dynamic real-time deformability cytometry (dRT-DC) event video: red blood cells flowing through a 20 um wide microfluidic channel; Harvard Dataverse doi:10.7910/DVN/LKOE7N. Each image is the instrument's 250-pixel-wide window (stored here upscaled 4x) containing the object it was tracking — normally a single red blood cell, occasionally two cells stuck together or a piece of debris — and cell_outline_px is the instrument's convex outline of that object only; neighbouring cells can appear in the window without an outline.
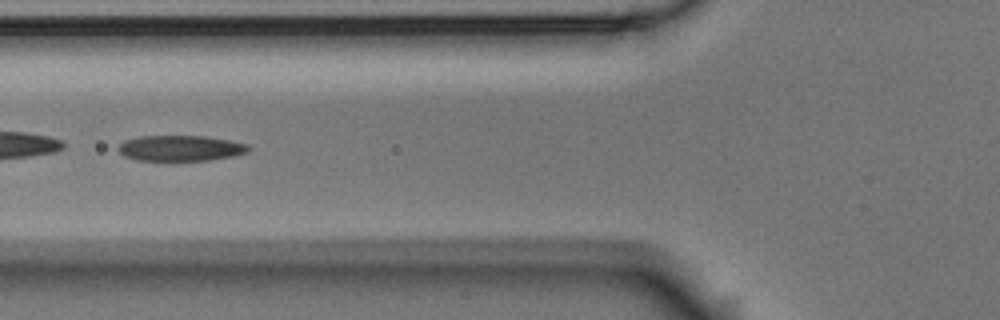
{"species": "Egyptian fruit bat (a non-hibernating species)", "species_latin": "Rousettus aegyptiacus", "temperature_condition": "room temperature", "stored_images_in_passage": 5, "camera_frame_rate_fps": 3000, "um_per_image_px": 0.085, "animal": {"sex": "male"}, "frame": {"image": 1, "passage_image": 5, "time_ms": 4.667, "image_size_px": [1000, 320], "cell_outline_px": [[252, 148], [248, 152], [232, 156], [212, 160], [136, 160], [124, 156], [116, 148], [124, 140], [140, 136], [204, 136], [228, 140], [248, 144]], "centroid_in_image_um": [15.34, 12.59], "position_along_channel_um": 110.5, "area_um2": 19.48}}